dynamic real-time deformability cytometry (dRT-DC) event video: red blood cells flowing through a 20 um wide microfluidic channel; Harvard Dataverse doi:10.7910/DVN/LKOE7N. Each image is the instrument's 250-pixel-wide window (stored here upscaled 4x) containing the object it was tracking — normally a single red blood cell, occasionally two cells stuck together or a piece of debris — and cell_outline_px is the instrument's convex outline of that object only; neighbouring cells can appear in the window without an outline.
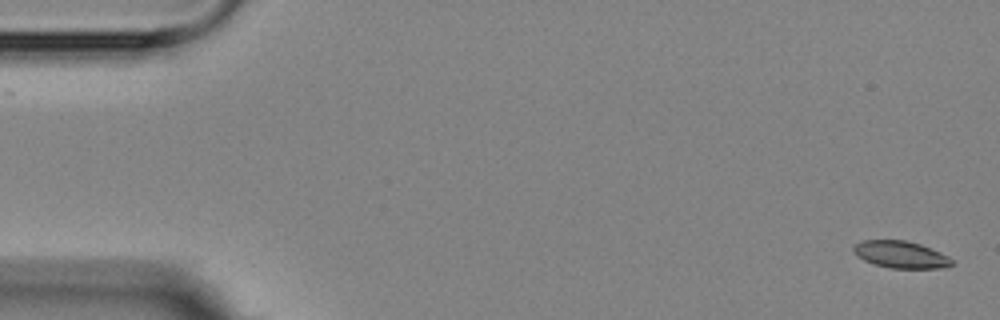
{"species": "Egyptian fruit bat (a non-hibernating species)", "species_latin": "Rousettus aegyptiacus", "temperature_condition": "room temperature", "stored_images_in_passage": 2, "camera_frame_rate_fps": 3000, "um_per_image_px": 0.085, "animal": {"sex": "female"}, "frame": {"image": 1, "passage_image": 2, "time_ms": 1.0, "image_size_px": [1000, 320], "cell_outline_px": [[952, 264], [944, 268], [892, 268], [876, 264], [864, 260], [856, 256], [852, 252], [852, 248], [860, 240], [904, 240], [920, 244], [940, 252], [948, 256], [952, 260]], "centroid_in_image_um": [76.53, 21.63], "position_along_channel_um": 8.5, "area_um2": 15.43}}